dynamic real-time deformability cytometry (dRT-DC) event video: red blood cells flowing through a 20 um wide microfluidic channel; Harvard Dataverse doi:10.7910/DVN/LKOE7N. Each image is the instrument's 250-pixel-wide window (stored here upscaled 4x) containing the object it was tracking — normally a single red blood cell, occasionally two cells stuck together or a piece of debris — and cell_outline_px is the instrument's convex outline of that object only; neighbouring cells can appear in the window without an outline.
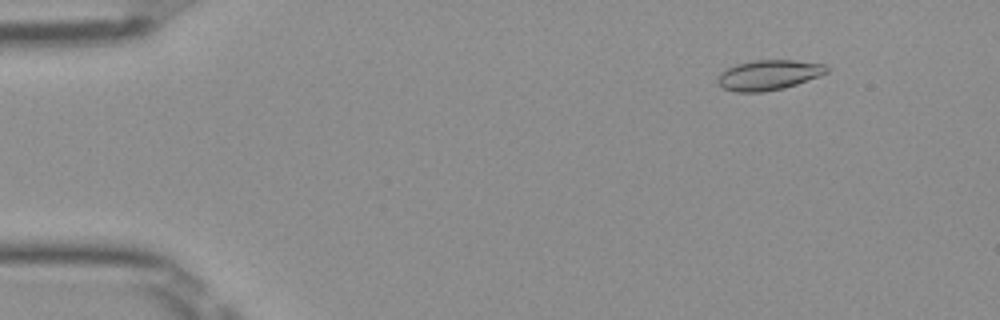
{"species": "Egyptian fruit bat (a non-hibernating species)", "species_latin": "Rousettus aegyptiacus", "temperature_condition": "room temperature", "stored_images_in_passage": 51, "camera_frame_rate_fps": 3000, "um_per_image_px": 0.085, "frame": {"image": 1, "passage_image": 6, "time_ms": 1.667, "image_size_px": [1000, 320], "cell_outline_px": [[828, 72], [820, 76], [784, 88], [764, 92], [736, 92], [724, 88], [716, 80], [720, 72], [736, 64], [752, 60], [792, 60], [824, 64], [828, 68]], "centroid_in_image_um": [65.33, 6.37], "position_along_channel_um": 19.7, "area_um2": 19.07}}
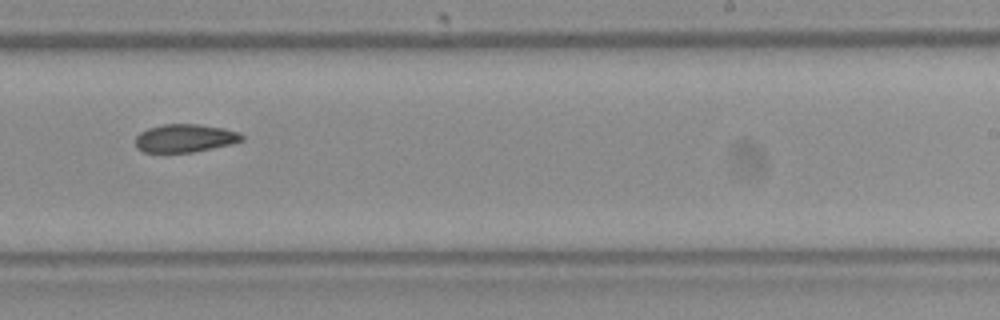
{"frame": {"image": 2, "passage_image": 32, "time_ms": 10.333, "image_size_px": [1000, 320], "cell_outline_px": [[244, 140], [232, 144], [192, 152], [144, 152], [136, 148], [136, 136], [140, 132], [148, 128], [164, 124], [196, 124], [224, 128], [240, 132], [244, 136]], "centroid_in_image_um": [15.74, 11.74], "position_along_channel_um": 273.3, "area_um2": 17.46}}
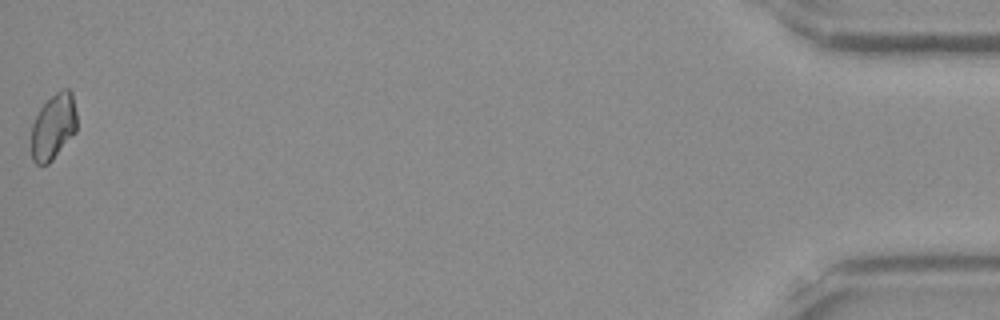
{"frame": {"image": 3, "passage_image": 51, "time_ms": 16.667, "image_size_px": [1000, 320], "cell_outline_px": [[76, 132], [52, 160], [48, 164], [36, 164], [32, 160], [32, 124], [40, 108], [60, 88], [68, 88], [72, 92], [76, 112]], "centroid_in_image_um": [4.55, 10.75], "position_along_channel_um": 430.7, "area_um2": 17.4}, "authors_computed_cell_mechanics": {"area_um2": 18.2648, "velocity_mm_per_s": 3.9972, "shape_relaxation_time_tau1_ms": null, "shape_relaxation_time_tau2_ms": 4.7554, "deformation_change_tau1": null, "deformation_change_tau2": 0.0844}}